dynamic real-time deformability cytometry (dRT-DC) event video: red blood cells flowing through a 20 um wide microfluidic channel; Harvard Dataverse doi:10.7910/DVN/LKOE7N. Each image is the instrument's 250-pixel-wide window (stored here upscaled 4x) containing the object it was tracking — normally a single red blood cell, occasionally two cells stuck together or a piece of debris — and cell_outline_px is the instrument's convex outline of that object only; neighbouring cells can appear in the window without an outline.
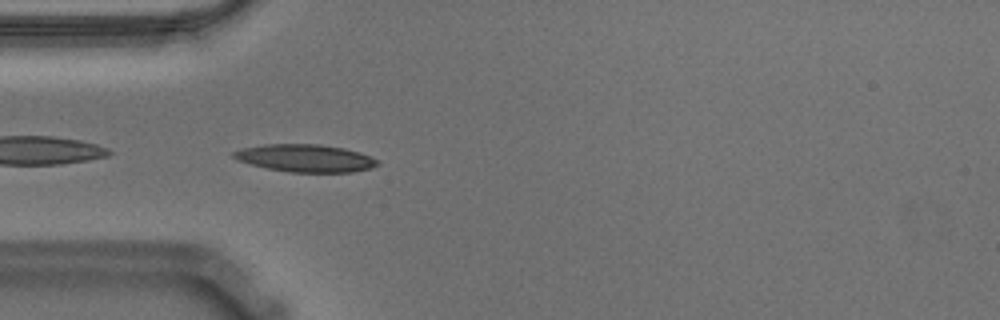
{"species": "Egyptian fruit bat (a non-hibernating species)", "species_latin": "Rousettus aegyptiacus", "temperature_condition": "warm", "stored_images_in_passage": 25, "camera_frame_rate_fps": 3000, "um_per_image_px": 0.085, "animal": {"sex": "male"}, "frame": {"image": 1, "passage_image": 1, "time_ms": 0.0, "image_size_px": [1000, 320], "cell_outline_px": [[380, 164], [372, 168], [352, 172], [288, 172], [268, 168], [236, 160], [232, 156], [232, 152], [240, 148], [264, 144], [320, 144], [344, 148], [360, 152], [380, 160]], "centroid_in_image_um": [25.97, 13.44], "position_along_channel_um": 59.0, "area_um2": 23.29}}
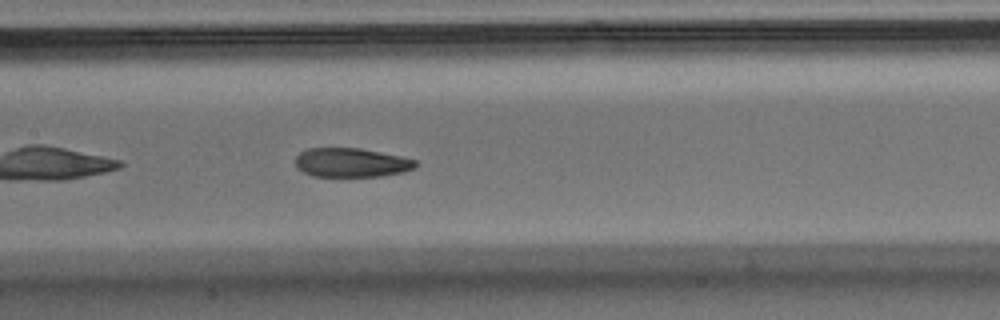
{"frame": {"image": 2, "passage_image": 11, "time_ms": 3.333, "image_size_px": [1000, 320], "cell_outline_px": [[420, 164], [404, 172], [380, 176], [312, 176], [296, 168], [296, 156], [300, 152], [308, 148], [360, 148], [400, 156], [416, 160]], "centroid_in_image_um": [29.86, 13.82], "position_along_channel_um": 177.5, "area_um2": 20.35}}
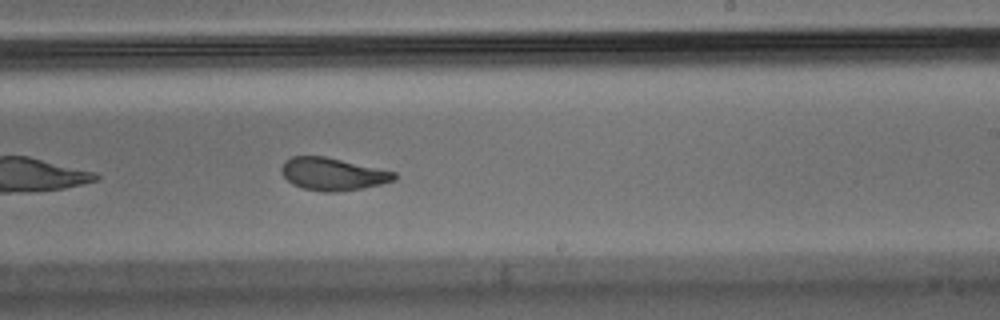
{"frame": {"image": 3, "passage_image": 18, "time_ms": 5.667, "image_size_px": [1000, 320], "cell_outline_px": [[396, 180], [364, 188], [336, 192], [324, 192], [304, 188], [292, 184], [280, 172], [280, 168], [284, 160], [292, 156], [324, 156], [396, 172]], "centroid_in_image_um": [28.26, 14.79], "position_along_channel_um": 260.7, "area_um2": 21.39}}